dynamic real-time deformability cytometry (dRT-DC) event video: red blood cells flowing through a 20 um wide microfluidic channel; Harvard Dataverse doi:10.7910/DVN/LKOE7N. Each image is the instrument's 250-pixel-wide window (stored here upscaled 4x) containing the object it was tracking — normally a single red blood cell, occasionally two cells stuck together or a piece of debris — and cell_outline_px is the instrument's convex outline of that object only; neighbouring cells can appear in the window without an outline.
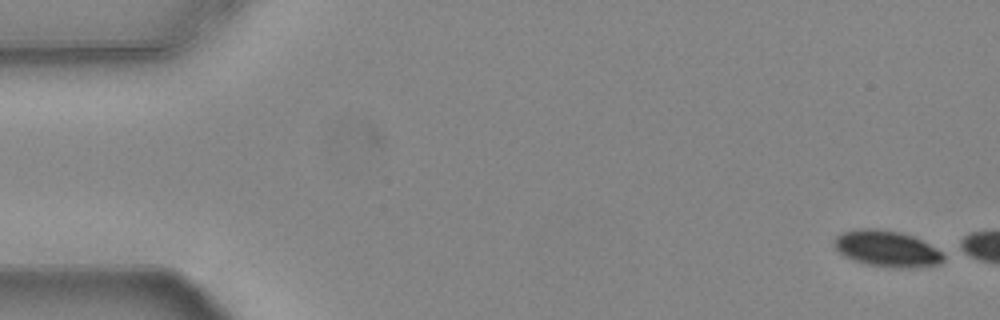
{"species": "common noctule bat (a hibernating species)", "species_latin": "Nyctalus noctula", "temperature_condition": "warm", "stored_images_in_passage": 5, "camera_frame_rate_fps": 3000, "um_per_image_px": 0.085, "animal": {"sex": "female", "body_mass_g": 24.6, "forearm_length_mm": 56.2}, "frame": {"image": 1, "passage_image": 1, "time_ms": 0.0, "image_size_px": [1000, 320], "cell_outline_px": [[944, 260], [940, 264], [908, 268], [900, 268], [868, 264], [844, 256], [836, 248], [832, 240], [840, 232], [860, 228], [876, 228], [900, 232], [912, 236], [944, 252]], "centroid_in_image_um": [75.38, 21.12], "position_along_channel_um": 9.6, "area_um2": 22.95}}